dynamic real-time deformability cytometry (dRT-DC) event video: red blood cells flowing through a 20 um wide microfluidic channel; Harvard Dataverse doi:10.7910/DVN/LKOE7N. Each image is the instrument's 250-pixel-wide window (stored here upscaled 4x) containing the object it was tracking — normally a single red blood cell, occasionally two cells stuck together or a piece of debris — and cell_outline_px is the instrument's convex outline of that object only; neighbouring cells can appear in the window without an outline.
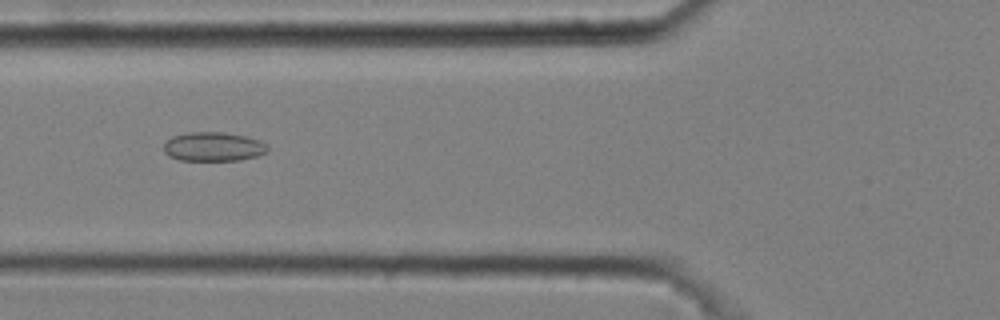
{"species": "common noctule bat (a hibernating species)", "species_latin": "Nyctalus noctula", "temperature_condition": "cold", "stored_images_in_passage": 7, "camera_frame_rate_fps": 3000, "um_per_image_px": 0.085, "animal": {"sex": "male", "body_mass_g": 20.4}, "frame": {"image": 1, "passage_image": 5, "time_ms": 1.333, "image_size_px": [1000, 320], "cell_outline_px": [[268, 152], [256, 156], [240, 160], [180, 160], [168, 156], [164, 152], [164, 144], [172, 136], [188, 132], [224, 132], [248, 136], [260, 140], [268, 144]], "centroid_in_image_um": [18.16, 12.46], "position_along_channel_um": 107.6, "area_um2": 17.8}}
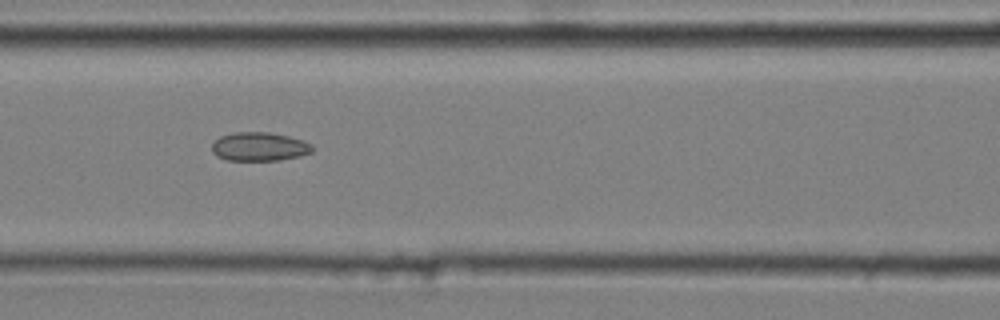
{"frame": {"image": 2, "passage_image": 6, "time_ms": 1.667, "image_size_px": [1000, 320], "cell_outline_px": [[312, 152], [300, 156], [280, 160], [228, 160], [216, 156], [212, 152], [212, 144], [220, 136], [236, 132], [268, 132], [288, 136], [304, 140], [312, 144]], "centroid_in_image_um": [22.05, 12.46], "position_along_channel_um": 144.5, "area_um2": 16.82}}
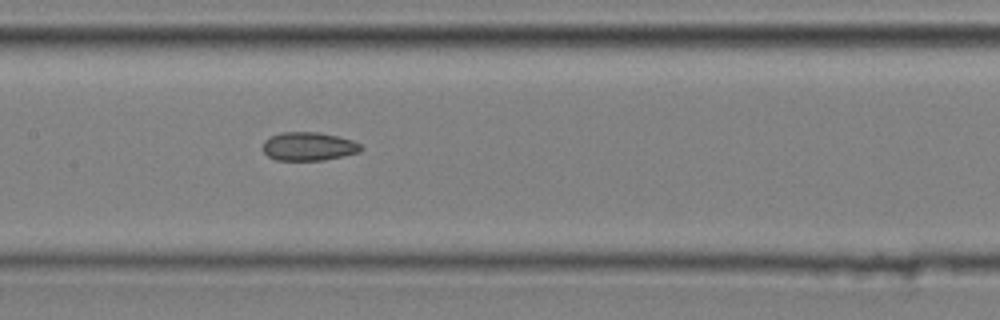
{"frame": {"image": 3, "passage_image": 7, "time_ms": 2.0, "image_size_px": [1000, 320], "cell_outline_px": [[364, 148], [360, 152], [344, 156], [324, 160], [276, 160], [268, 156], [264, 152], [264, 140], [280, 132], [320, 132], [352, 140], [360, 144]], "centroid_in_image_um": [26.26, 12.44], "position_along_channel_um": 181.1, "area_um2": 16.3}}